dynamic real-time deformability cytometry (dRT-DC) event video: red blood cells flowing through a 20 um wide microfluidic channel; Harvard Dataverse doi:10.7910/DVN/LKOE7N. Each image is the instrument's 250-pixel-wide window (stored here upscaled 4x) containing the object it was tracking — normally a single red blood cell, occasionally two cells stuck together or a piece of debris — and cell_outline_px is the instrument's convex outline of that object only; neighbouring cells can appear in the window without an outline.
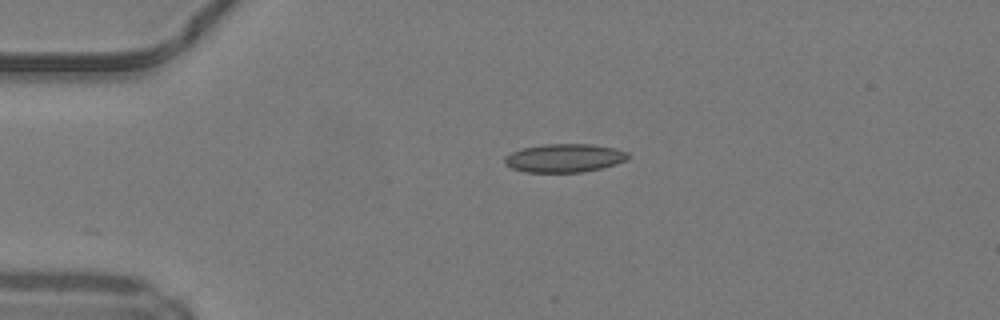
{"species": "common noctule bat (a hibernating species)", "species_latin": "Nyctalus noctula", "temperature_condition": "warm", "stored_images_in_passage": 39, "camera_frame_rate_fps": 3000, "um_per_image_px": 0.085, "animal": {"sex": "male", "body_mass_g": 19.2, "forearm_length_mm": 51.8}, "frame": {"image": 1, "passage_image": 1, "time_ms": 0.0, "image_size_px": [1000, 320], "cell_outline_px": [[628, 160], [616, 164], [584, 172], [524, 172], [512, 168], [504, 164], [504, 156], [520, 148], [544, 144], [592, 144], [616, 148], [628, 152]], "centroid_in_image_um": [47.96, 13.43], "position_along_channel_um": 37.0, "area_um2": 20.63}}
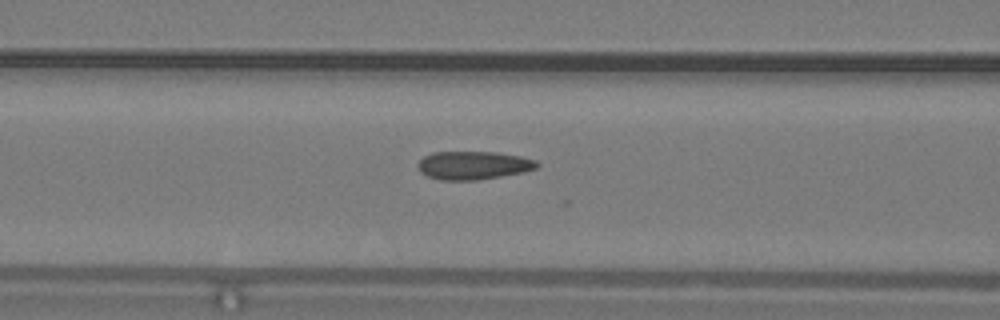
{"frame": {"image": 2, "passage_image": 10, "time_ms": 3.0, "image_size_px": [1000, 320], "cell_outline_px": [[540, 164], [536, 168], [524, 172], [476, 180], [440, 180], [428, 176], [420, 172], [416, 164], [424, 156], [432, 152], [496, 152], [520, 156], [536, 160]], "centroid_in_image_um": [40.22, 14.05], "position_along_channel_um": 126.4, "area_um2": 19.65}}
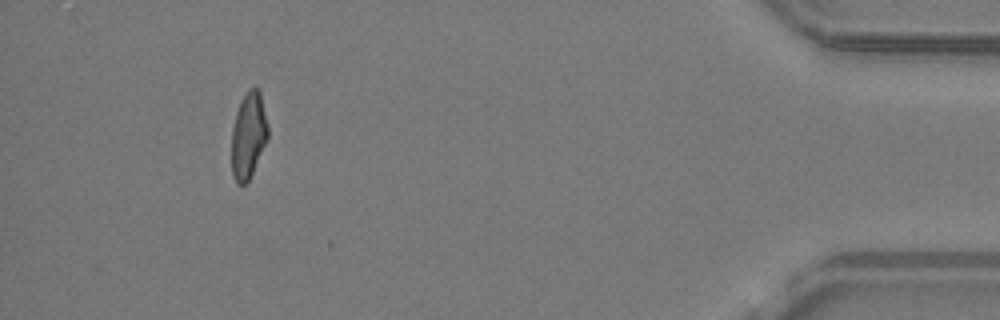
{"frame": {"image": 3, "passage_image": 35, "time_ms": 11.333, "image_size_px": [1000, 320], "cell_outline_px": [[268, 136], [252, 172], [248, 180], [244, 184], [236, 184], [232, 176], [232, 128], [236, 112], [240, 100], [248, 88], [256, 84], [260, 88], [268, 124]], "centroid_in_image_um": [21.11, 11.41], "position_along_channel_um": 414.1, "area_um2": 18.44}, "authors_computed_cell_mechanics": {"area_um2": 19.4208, "velocity_mm_per_s": 4.2369, "shape_relaxation_time_tau1_ms": null, "shape_relaxation_time_tau2_ms": 1.2004, "deformation_change_tau1": null, "deformation_change_tau2": 0.0945}}